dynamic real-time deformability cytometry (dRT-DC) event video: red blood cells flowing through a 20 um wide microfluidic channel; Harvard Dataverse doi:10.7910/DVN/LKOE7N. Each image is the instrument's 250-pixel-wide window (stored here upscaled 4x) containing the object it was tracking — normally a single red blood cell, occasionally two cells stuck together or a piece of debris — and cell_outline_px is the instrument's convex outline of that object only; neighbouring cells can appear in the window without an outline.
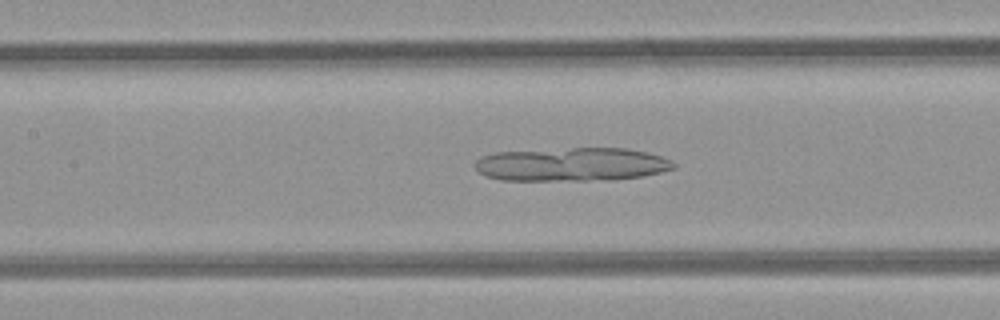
{"species": "common noctule bat (a hibernating species)", "species_latin": "Nyctalus noctula", "temperature_condition": "room temperature", "stored_images_in_passage": 47, "camera_frame_rate_fps": 3000, "um_per_image_px": 0.085, "animal": {"sex": "female", "body_mass_g": 21.9}, "frame": {"image": 1, "passage_image": 21, "time_ms": 6.667, "image_size_px": [1000, 320], "cell_outline_px": [[676, 168], [644, 176], [612, 180], [500, 180], [484, 176], [476, 168], [476, 160], [480, 156], [496, 152], [572, 148], [628, 148], [648, 152], [672, 160], [676, 164]], "centroid_in_image_um": [48.63, 13.97], "position_along_channel_um": 158.8, "area_um2": 39.07}}
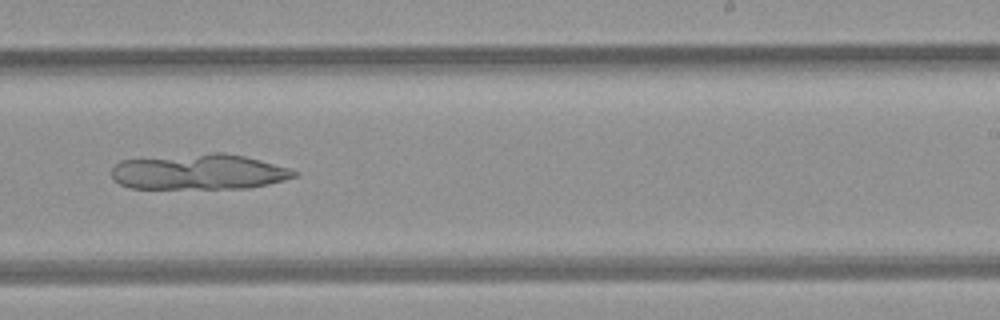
{"frame": {"image": 2, "passage_image": 29, "time_ms": 9.333, "image_size_px": [1000, 320], "cell_outline_px": [[296, 176], [284, 180], [268, 184], [248, 188], [128, 188], [112, 180], [112, 168], [120, 160], [212, 152], [224, 152], [244, 156], [288, 168], [296, 172]], "centroid_in_image_um": [16.86, 14.61], "position_along_channel_um": 272.1, "area_um2": 37.69}}
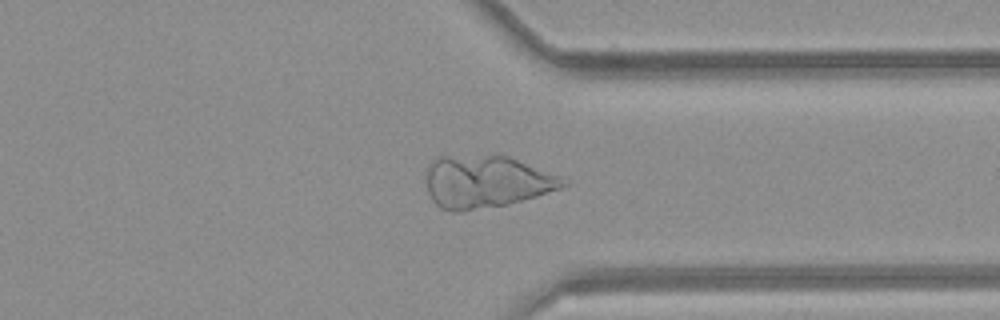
{"frame": {"image": 3, "passage_image": 36, "time_ms": 11.667, "image_size_px": [1000, 320], "cell_outline_px": [[568, 184], [560, 188], [536, 196], [508, 204], [460, 212], [452, 212], [440, 208], [432, 200], [428, 192], [428, 164], [436, 156], [508, 156], [560, 176]], "centroid_in_image_um": [41.3, 15.46], "position_along_channel_um": 370.1, "area_um2": 41.38}}